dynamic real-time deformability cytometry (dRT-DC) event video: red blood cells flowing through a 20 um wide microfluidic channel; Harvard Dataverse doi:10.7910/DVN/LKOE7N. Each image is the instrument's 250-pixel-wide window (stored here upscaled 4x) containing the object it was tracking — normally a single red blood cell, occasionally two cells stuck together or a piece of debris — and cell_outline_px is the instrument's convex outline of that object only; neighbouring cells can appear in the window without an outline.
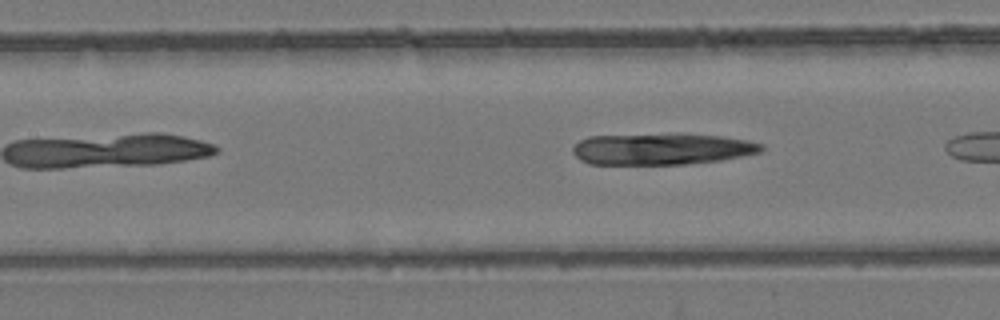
{"species": "common noctule bat (a hibernating species)", "species_latin": "Nyctalus noctula", "temperature_condition": "room temperature", "stored_images_in_passage": 5, "camera_frame_rate_fps": 3000, "um_per_image_px": 0.085, "animal": {"sex": "female", "body_mass_g": 24.6, "forearm_length_mm": 56.2}, "frame": {"image": 1, "passage_image": 5, "time_ms": 4.333, "image_size_px": [1000, 320], "cell_outline_px": [[764, 148], [760, 152], [720, 160], [684, 164], [588, 164], [580, 160], [572, 152], [572, 148], [580, 140], [588, 136], [676, 132], [680, 132], [724, 136], [748, 140], [764, 144]], "centroid_in_image_um": [56.24, 12.63], "position_along_channel_um": 151.2, "area_um2": 35.43}}